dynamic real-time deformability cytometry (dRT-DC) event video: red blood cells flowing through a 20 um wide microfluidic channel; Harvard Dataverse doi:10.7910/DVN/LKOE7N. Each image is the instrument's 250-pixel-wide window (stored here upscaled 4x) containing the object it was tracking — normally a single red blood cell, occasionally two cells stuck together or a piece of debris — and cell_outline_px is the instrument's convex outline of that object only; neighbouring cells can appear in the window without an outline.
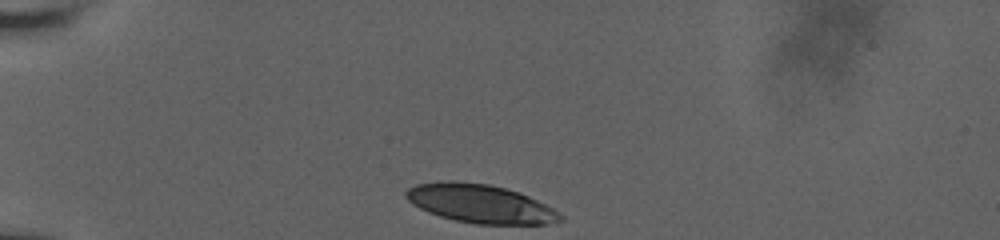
{"species": "human", "species_latin": "Homo sapiens", "temperature_condition": "room temperature", "stored_images_in_passage": 15, "camera_frame_rate_fps": 3000, "um_per_image_px": 0.085, "donor": {"sex": "male"}, "frame": {"image": 1, "passage_image": 1, "time_ms": 0.0, "image_size_px": [1000, 240], "cell_outline_px": [[564, 220], [548, 224], [476, 224], [456, 220], [440, 216], [428, 212], [412, 204], [404, 196], [404, 192], [408, 188], [416, 184], [448, 180], [452, 180], [488, 184], [520, 192], [552, 208], [564, 216]], "centroid_in_image_um": [40.81, 17.31], "position_along_channel_um": 44.2, "area_um2": 34.68}}
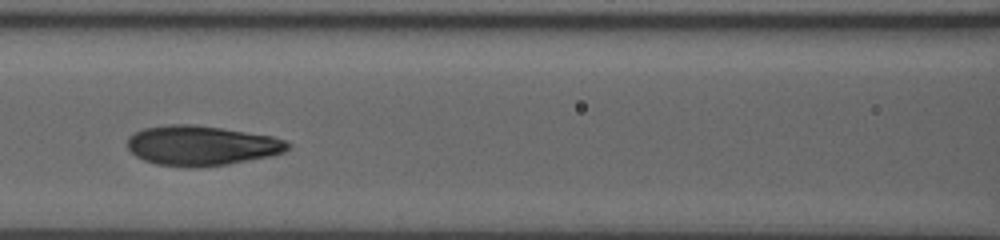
{"frame": {"image": 2, "passage_image": 9, "time_ms": 4.0, "image_size_px": [1000, 240], "cell_outline_px": [[292, 148], [284, 152], [272, 156], [228, 164], [200, 168], [188, 168], [156, 164], [144, 160], [136, 156], [128, 148], [128, 136], [144, 128], [168, 124], [192, 124], [220, 128], [272, 136], [284, 140], [292, 144]], "centroid_in_image_um": [17.15, 12.39], "position_along_channel_um": 149.5, "area_um2": 37.51}}
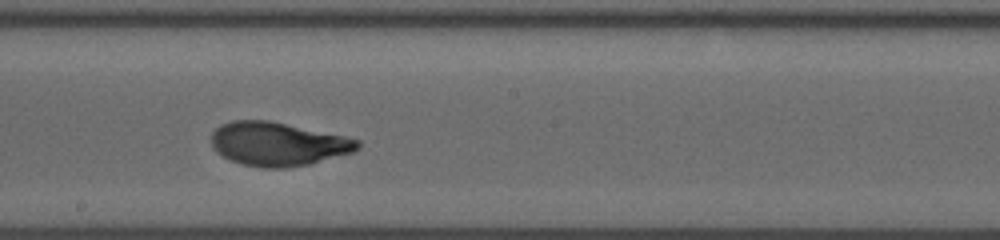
{"frame": {"image": 3, "passage_image": 13, "time_ms": 6.0, "image_size_px": [1000, 240], "cell_outline_px": [[360, 148], [352, 152], [308, 164], [284, 168], [260, 168], [240, 164], [216, 152], [212, 148], [212, 132], [220, 124], [232, 120], [268, 120], [344, 136], [360, 140]], "centroid_in_image_um": [23.59, 12.24], "position_along_channel_um": 224.6, "area_um2": 37.11}}